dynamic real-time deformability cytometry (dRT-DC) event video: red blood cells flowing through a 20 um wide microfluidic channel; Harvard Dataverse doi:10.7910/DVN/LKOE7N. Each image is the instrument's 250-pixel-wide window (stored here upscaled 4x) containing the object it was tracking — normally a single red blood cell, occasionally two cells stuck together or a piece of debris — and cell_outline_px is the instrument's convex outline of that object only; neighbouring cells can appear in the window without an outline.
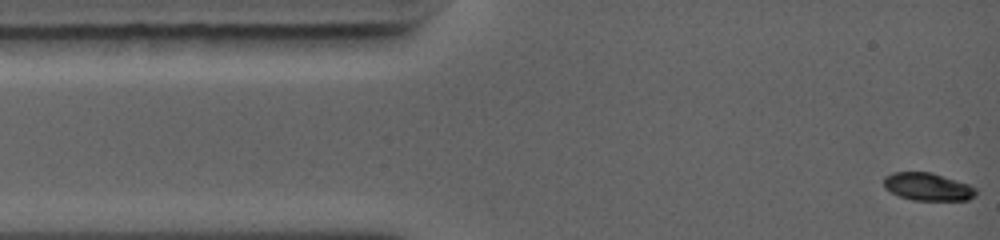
{"species": "common noctule bat (a hibernating species)", "species_latin": "Nyctalus noctula", "temperature_condition": "warm", "stored_images_in_passage": 58, "camera_frame_rate_fps": 5000, "um_per_image_px": 0.085, "animal": {"sex": "female", "body_mass_g": 19.0, "forearm_length_mm": 56.7}, "frame": {"image": 1, "passage_image": 1, "time_ms": 0.0, "image_size_px": [1000, 240], "cell_outline_px": [[976, 196], [968, 200], [912, 200], [900, 196], [884, 188], [884, 176], [892, 172], [932, 172], [968, 184], [976, 188]], "centroid_in_image_um": [78.86, 15.87], "position_along_channel_um": 6.1, "area_um2": 14.91}}
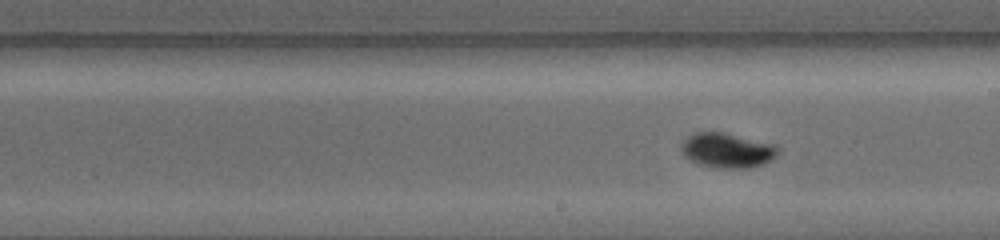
{"frame": {"image": 2, "passage_image": 34, "time_ms": 6.6, "image_size_px": [1000, 240], "cell_outline_px": [[780, 152], [772, 160], [764, 164], [748, 168], [716, 168], [696, 164], [688, 160], [684, 156], [680, 148], [680, 144], [688, 136], [696, 132], [724, 132], [776, 144], [780, 148]], "centroid_in_image_um": [61.82, 12.79], "position_along_channel_um": 227.2, "area_um2": 20.11}}
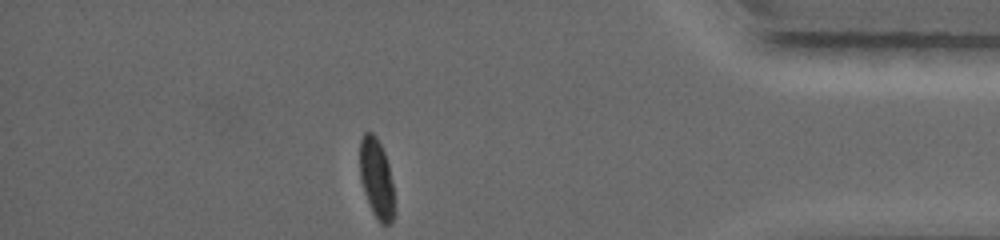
{"frame": {"image": 3, "passage_image": 58, "time_ms": 11.4, "image_size_px": [1000, 240], "cell_outline_px": [[396, 212], [392, 220], [388, 224], [380, 224], [372, 212], [364, 192], [360, 180], [360, 140], [364, 132], [372, 132], [376, 136], [384, 152], [388, 164], [392, 184]], "centroid_in_image_um": [32.01, 15.2], "position_along_channel_um": 403.2, "area_um2": 16.18}, "authors_computed_cell_mechanics": {"area_um2": 17.918, "velocity_mm_per_s": 4.4436, "shape_relaxation_time_tau1_ms": 2.6764, "shape_relaxation_time_tau2_ms": null, "deformation_change_tau1": 0.1476, "deformation_change_tau2": null}}